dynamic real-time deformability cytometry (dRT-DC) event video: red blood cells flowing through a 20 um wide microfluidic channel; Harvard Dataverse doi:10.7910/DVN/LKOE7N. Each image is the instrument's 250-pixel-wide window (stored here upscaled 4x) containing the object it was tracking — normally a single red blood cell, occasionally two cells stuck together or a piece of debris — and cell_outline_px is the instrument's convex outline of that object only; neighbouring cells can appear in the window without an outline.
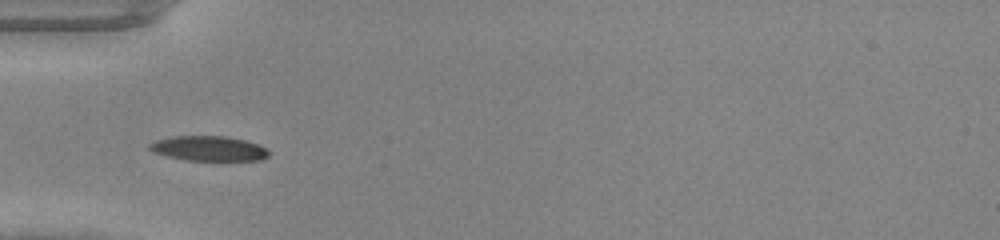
{"species": "common noctule bat (a hibernating species)", "species_latin": "Nyctalus noctula", "temperature_condition": "warm", "stored_images_in_passage": 33, "camera_frame_rate_fps": 3000, "um_per_image_px": 0.085, "animal": {"sex": "male", "body_mass_g": 20.0, "forearm_length_mm": 53.3}, "frame": {"image": 1, "passage_image": 1, "time_ms": 0.0, "image_size_px": [1000, 240], "cell_outline_px": [[268, 156], [260, 160], [188, 160], [168, 156], [152, 152], [148, 148], [148, 144], [156, 140], [172, 136], [224, 136], [244, 140], [268, 148]], "centroid_in_image_um": [17.71, 12.61], "position_along_channel_um": 67.3, "area_um2": 17.17}}
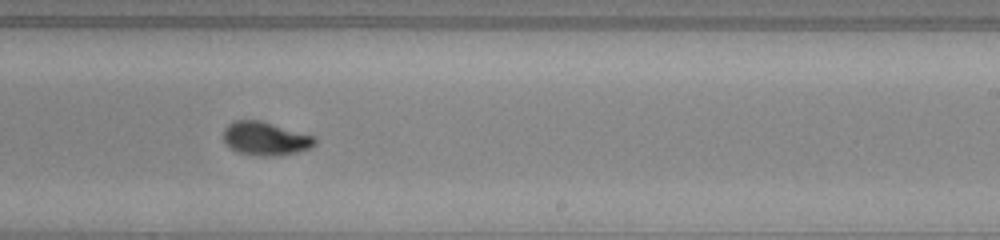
{"frame": {"image": 2, "passage_image": 15, "time_ms": 4.667, "image_size_px": [1000, 240], "cell_outline_px": [[316, 144], [312, 148], [296, 152], [272, 156], [260, 156], [236, 152], [224, 140], [224, 128], [232, 120], [260, 120], [312, 136], [316, 140]], "centroid_in_image_um": [22.54, 11.78], "position_along_channel_um": 266.5, "area_um2": 17.63}}
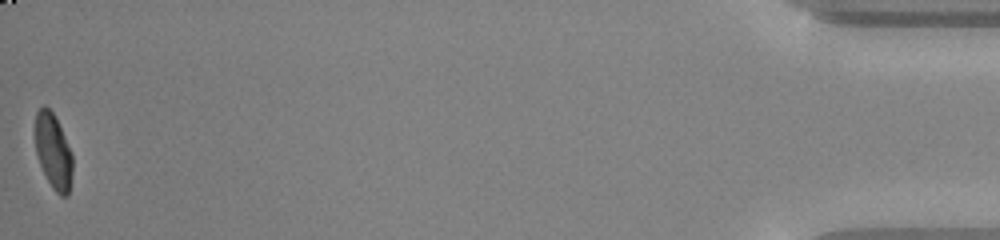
{"frame": {"image": 3, "passage_image": 33, "time_ms": 10.667, "image_size_px": [1000, 240], "cell_outline_px": [[72, 172], [68, 196], [60, 196], [52, 188], [36, 156], [36, 112], [44, 104], [52, 112], [72, 152]], "centroid_in_image_um": [4.53, 12.89], "position_along_channel_um": 430.7, "area_um2": 16.07}}